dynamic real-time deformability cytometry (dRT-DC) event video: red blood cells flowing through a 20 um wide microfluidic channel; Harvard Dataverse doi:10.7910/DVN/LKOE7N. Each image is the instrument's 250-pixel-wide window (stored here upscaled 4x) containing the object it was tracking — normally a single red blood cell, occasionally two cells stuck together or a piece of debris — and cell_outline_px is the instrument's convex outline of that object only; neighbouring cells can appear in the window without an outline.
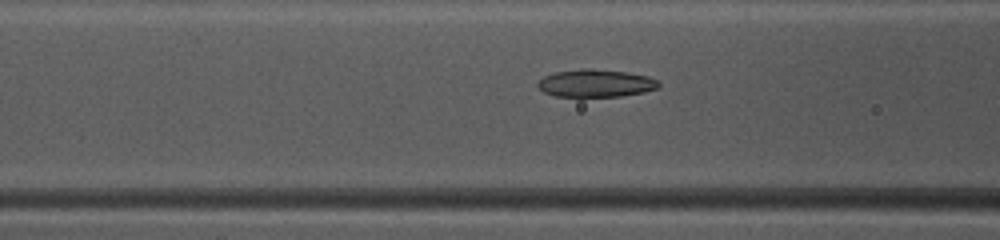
{"species": "common noctule bat (a hibernating species)", "species_latin": "Nyctalus noctula", "temperature_condition": "warm", "stored_images_in_passage": 49, "camera_frame_rate_fps": 3000, "um_per_image_px": 0.085, "animal": {"sex": "female", "body_mass_g": 10.0, "forearm_length_mm": 53.1}, "frame": {"image": 1, "passage_image": 20, "time_ms": 6.333, "image_size_px": [1000, 240], "cell_outline_px": [[660, 84], [656, 88], [644, 92], [620, 96], [580, 100], [556, 96], [544, 92], [536, 84], [544, 76], [556, 72], [584, 68], [592, 68], [628, 72], [648, 76], [660, 80]], "centroid_in_image_um": [50.63, 7.12], "position_along_channel_um": 116.0, "area_um2": 20.35}}
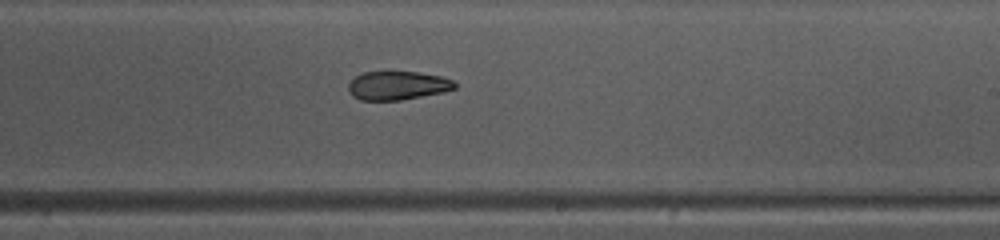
{"frame": {"image": 2, "passage_image": 30, "time_ms": 9.667, "image_size_px": [1000, 240], "cell_outline_px": [[456, 88], [444, 92], [400, 100], [360, 100], [352, 96], [348, 92], [348, 84], [356, 76], [364, 72], [384, 68], [388, 68], [416, 72], [440, 76], [452, 80], [456, 84]], "centroid_in_image_um": [33.74, 7.22], "position_along_channel_um": 255.3, "area_um2": 18.5}}
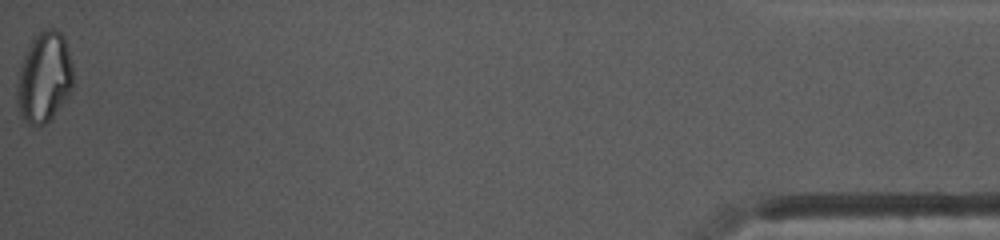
{"frame": {"image": 3, "passage_image": 49, "time_ms": 16.0, "image_size_px": [1000, 240], "cell_outline_px": [[72, 88], [68, 96], [52, 116], [44, 124], [28, 124], [20, 116], [16, 100], [16, 84], [20, 64], [36, 32], [44, 28], [56, 28], [64, 36], [72, 64]], "centroid_in_image_um": [3.73, 6.54], "position_along_channel_um": 431.5, "area_um2": 29.65}, "authors_computed_cell_mechanics": {"area_um2": 20.4612, "velocity_mm_per_s": 4.1668, "shape_relaxation_time_tau1_ms": 10.4562, "shape_relaxation_time_tau2_ms": 4.689, "deformation_change_tau1": 0.2652, "deformation_change_tau2": 0.1293}}